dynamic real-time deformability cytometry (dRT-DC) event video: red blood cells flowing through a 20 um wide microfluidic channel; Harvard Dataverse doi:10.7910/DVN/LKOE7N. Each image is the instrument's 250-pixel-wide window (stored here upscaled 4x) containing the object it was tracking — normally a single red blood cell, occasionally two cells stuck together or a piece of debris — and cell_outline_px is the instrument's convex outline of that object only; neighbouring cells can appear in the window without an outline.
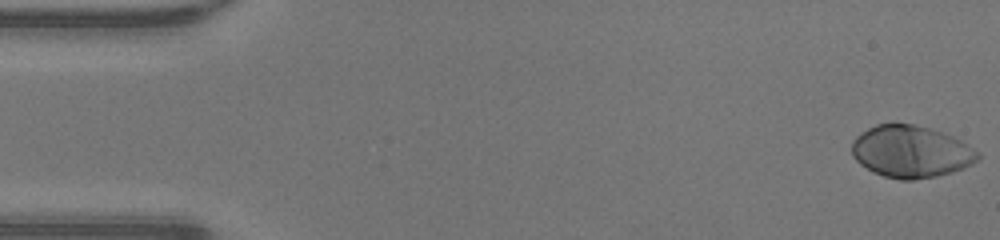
{"species": "human", "species_latin": "Homo sapiens", "temperature_condition": "warm", "stored_images_in_passage": 48, "camera_frame_rate_fps": 3000, "um_per_image_px": 0.085, "donor": {"sex": "male"}, "frame": {"image": 1, "passage_image": 1, "time_ms": 0.0, "image_size_px": [1000, 240], "cell_outline_px": [[980, 156], [972, 164], [964, 168], [952, 172], [936, 176], [912, 180], [900, 180], [884, 176], [872, 172], [860, 164], [852, 156], [852, 140], [860, 132], [876, 124], [912, 124], [928, 128], [952, 136], [960, 140], [980, 152]], "centroid_in_image_um": [77.41, 12.9], "position_along_channel_um": 7.6, "area_um2": 38.21}}
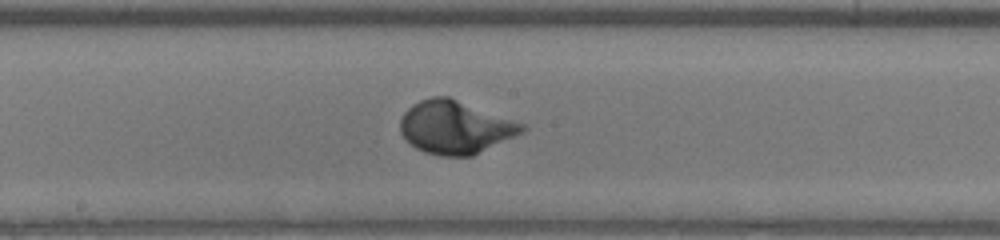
{"frame": {"image": 2, "passage_image": 25, "time_ms": 8.0, "image_size_px": [1000, 240], "cell_outline_px": [[528, 128], [524, 132], [472, 156], [440, 156], [424, 152], [416, 148], [400, 132], [400, 120], [404, 112], [412, 104], [420, 100], [432, 96], [448, 96], [524, 124]], "centroid_in_image_um": [38.69, 10.82], "position_along_channel_um": 209.5, "area_um2": 37.45}}
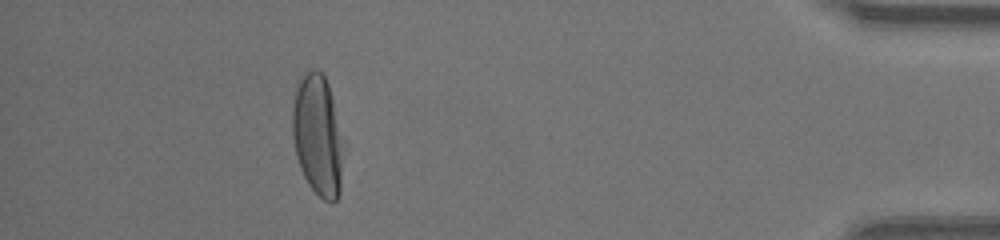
{"frame": {"image": 3, "passage_image": 43, "time_ms": 14.0, "image_size_px": [1000, 240], "cell_outline_px": [[348, 144], [340, 192], [336, 200], [332, 204], [324, 200], [308, 184], [300, 168], [296, 156], [292, 136], [292, 108], [296, 80], [304, 72], [312, 68], [316, 68], [324, 76], [328, 84]], "centroid_in_image_um": [27.07, 11.5], "position_along_channel_um": 408.1, "area_um2": 38.09}}